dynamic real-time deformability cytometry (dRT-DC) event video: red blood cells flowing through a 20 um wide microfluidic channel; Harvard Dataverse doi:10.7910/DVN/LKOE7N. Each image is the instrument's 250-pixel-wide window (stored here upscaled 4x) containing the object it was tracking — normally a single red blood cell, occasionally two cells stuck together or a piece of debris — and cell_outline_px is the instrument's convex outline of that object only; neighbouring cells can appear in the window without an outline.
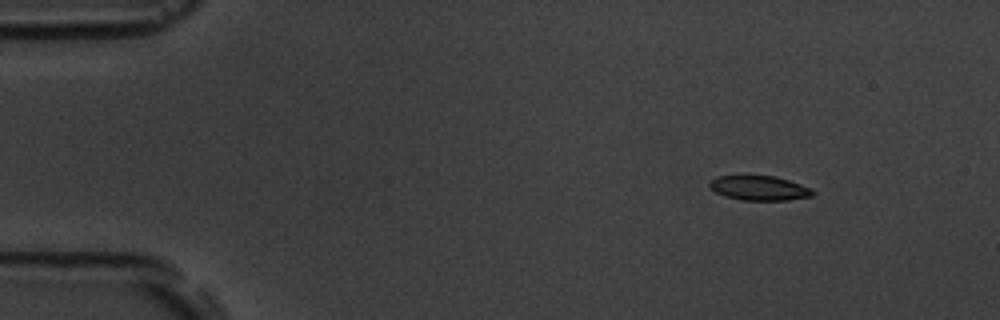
{"species": "common noctule bat (a hibernating species)", "species_latin": "Nyctalus noctula", "temperature_condition": "room temperature", "stored_images_in_passage": 6, "camera_frame_rate_fps": 3000, "um_per_image_px": 0.085, "animal": {"sex": "male", "body_mass_g": 19.5, "forearm_length_mm": 54.6}, "frame": {"image": 1, "passage_image": 2, "time_ms": 1.0, "image_size_px": [1000, 320], "cell_outline_px": [[816, 192], [812, 196], [788, 200], [744, 200], [724, 196], [716, 192], [708, 184], [716, 176], [776, 176], [812, 188]], "centroid_in_image_um": [64.58, 15.99], "position_along_channel_um": 20.4, "area_um2": 14.68}}
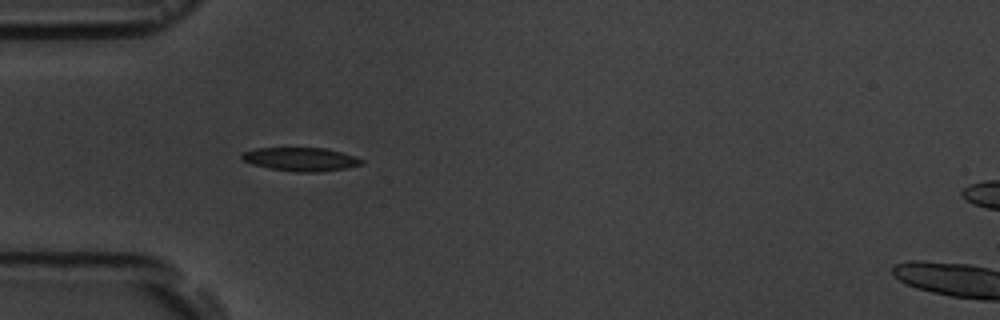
{"frame": {"image": 2, "passage_image": 5, "time_ms": 4.333, "image_size_px": [1000, 320], "cell_outline_px": [[364, 164], [344, 168], [316, 172], [296, 172], [272, 168], [252, 164], [244, 160], [240, 156], [244, 152], [256, 148], [324, 148], [356, 156], [364, 160]], "centroid_in_image_um": [25.6, 13.53], "position_along_channel_um": 59.4, "area_um2": 16.18}}